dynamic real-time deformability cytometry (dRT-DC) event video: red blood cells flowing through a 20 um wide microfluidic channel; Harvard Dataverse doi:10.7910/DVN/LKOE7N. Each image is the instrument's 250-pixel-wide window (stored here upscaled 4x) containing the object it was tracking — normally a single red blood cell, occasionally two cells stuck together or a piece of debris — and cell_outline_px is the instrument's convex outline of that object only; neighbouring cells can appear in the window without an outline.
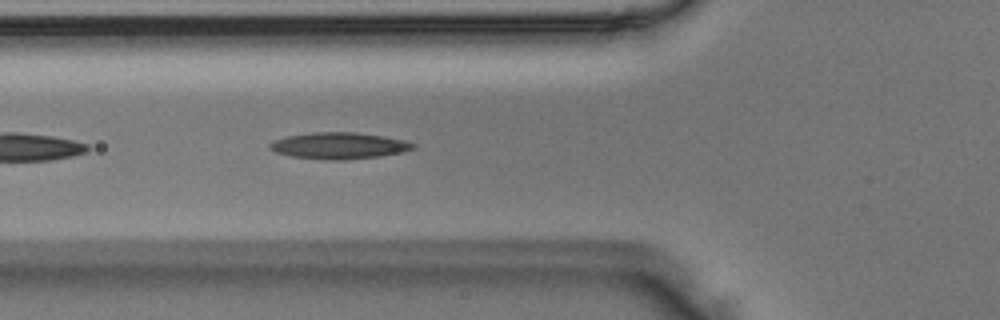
{"species": "Egyptian fruit bat (a non-hibernating species)", "species_latin": "Rousettus aegyptiacus", "temperature_condition": "room temperature", "stored_images_in_passage": 31, "camera_frame_rate_fps": 3000, "um_per_image_px": 0.085, "animal": {"sex": "male"}, "frame": {"image": 1, "passage_image": 5, "time_ms": 1.333, "image_size_px": [1000, 320], "cell_outline_px": [[416, 148], [404, 152], [380, 156], [344, 160], [332, 160], [292, 156], [276, 152], [268, 148], [268, 144], [276, 140], [288, 136], [312, 132], [356, 132], [384, 136], [404, 140], [416, 144]], "centroid_in_image_um": [28.86, 12.38], "position_along_channel_um": 96.9, "area_um2": 22.08}}
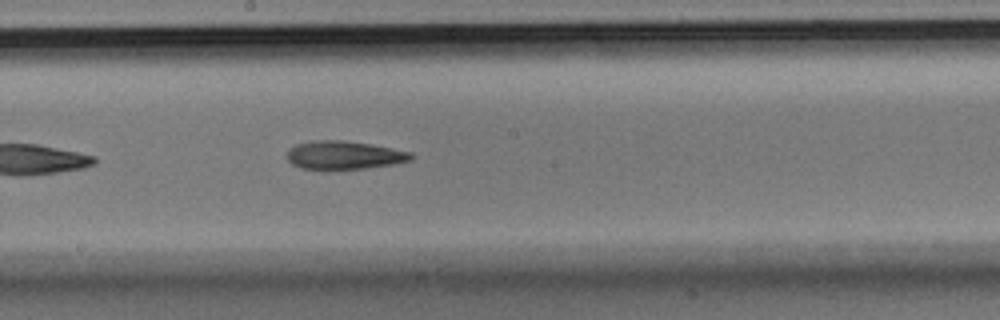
{"frame": {"image": 2, "passage_image": 14, "time_ms": 4.333, "image_size_px": [1000, 320], "cell_outline_px": [[416, 156], [412, 160], [392, 164], [364, 168], [324, 172], [300, 168], [292, 164], [288, 160], [288, 148], [296, 144], [316, 140], [340, 140], [368, 144], [412, 152]], "centroid_in_image_um": [29.2, 13.23], "position_along_channel_um": 219.0, "area_um2": 20.98}}
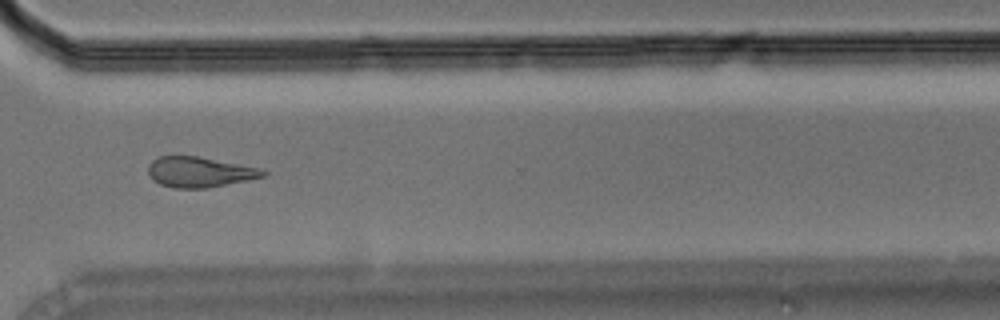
{"frame": {"image": 3, "passage_image": 24, "time_ms": 7.667, "image_size_px": [1000, 320], "cell_outline_px": [[268, 172], [264, 176], [248, 180], [208, 188], [172, 188], [160, 184], [152, 180], [148, 176], [148, 164], [156, 156], [196, 156], [260, 168]], "centroid_in_image_um": [16.91, 14.63], "position_along_channel_um": 353.7, "area_um2": 20.4}}